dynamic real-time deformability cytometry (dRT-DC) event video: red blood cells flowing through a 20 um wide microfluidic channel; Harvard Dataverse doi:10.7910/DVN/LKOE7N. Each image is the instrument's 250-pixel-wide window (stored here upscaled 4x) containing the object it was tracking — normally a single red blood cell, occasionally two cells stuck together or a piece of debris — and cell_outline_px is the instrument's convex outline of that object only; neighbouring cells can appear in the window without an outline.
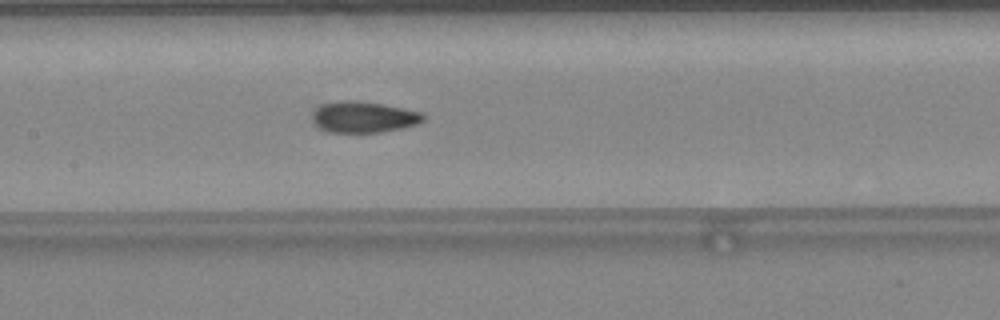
{"species": "common noctule bat (a hibernating species)", "species_latin": "Nyctalus noctula", "temperature_condition": "warm", "stored_images_in_passage": 36, "camera_frame_rate_fps": 3000, "um_per_image_px": 0.085, "animal": {"sex": "female", "body_mass_g": 24.6, "forearm_length_mm": 56.2}, "frame": {"image": 1, "passage_image": 11, "time_ms": 3.333, "image_size_px": [1000, 320], "cell_outline_px": [[424, 120], [420, 124], [380, 132], [328, 132], [320, 128], [312, 120], [312, 116], [316, 108], [324, 104], [340, 100], [356, 100], [404, 108], [424, 112]], "centroid_in_image_um": [30.94, 9.94], "position_along_channel_um": 176.5, "area_um2": 20.11}}
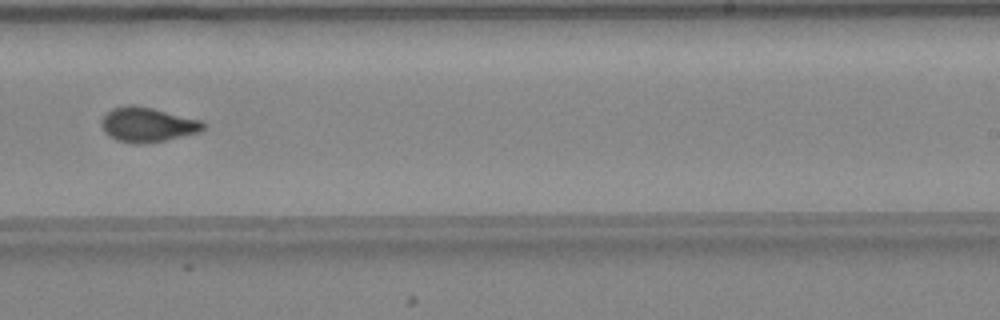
{"frame": {"image": 2, "passage_image": 18, "time_ms": 5.667, "image_size_px": [1000, 320], "cell_outline_px": [[204, 128], [200, 132], [164, 140], [144, 144], [132, 144], [116, 140], [108, 136], [104, 132], [100, 124], [100, 120], [112, 108], [132, 104], [152, 108], [204, 120]], "centroid_in_image_um": [12.52, 10.6], "position_along_channel_um": 276.5, "area_um2": 20.75}}
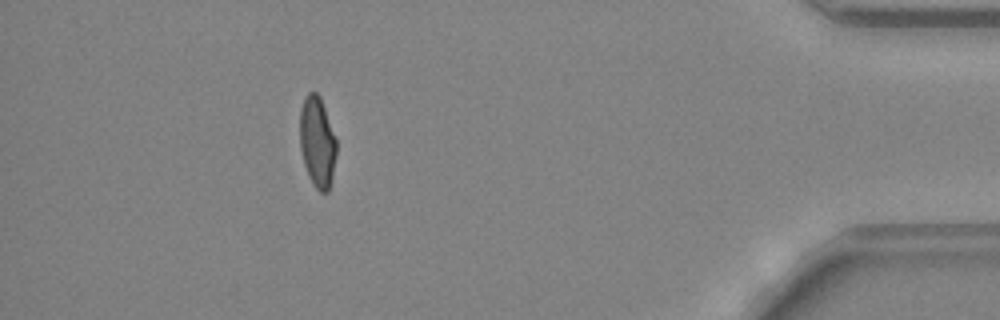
{"frame": {"image": 3, "passage_image": 31, "time_ms": 10.0, "image_size_px": [1000, 320], "cell_outline_px": [[336, 156], [332, 176], [328, 192], [320, 192], [312, 184], [308, 176], [304, 164], [300, 148], [300, 108], [304, 96], [308, 92], [316, 92], [320, 96], [336, 140]], "centroid_in_image_um": [26.95, 12.07], "position_along_channel_um": 408.3, "area_um2": 19.36}, "authors_computed_cell_mechanics": {"area_um2": 20.1144, "velocity_mm_per_s": 4.3087, "shape_relaxation_time_tau1_ms": null, "shape_relaxation_time_tau2_ms": 1.2293, "deformation_change_tau1": null, "deformation_change_tau2": 0.0778}}